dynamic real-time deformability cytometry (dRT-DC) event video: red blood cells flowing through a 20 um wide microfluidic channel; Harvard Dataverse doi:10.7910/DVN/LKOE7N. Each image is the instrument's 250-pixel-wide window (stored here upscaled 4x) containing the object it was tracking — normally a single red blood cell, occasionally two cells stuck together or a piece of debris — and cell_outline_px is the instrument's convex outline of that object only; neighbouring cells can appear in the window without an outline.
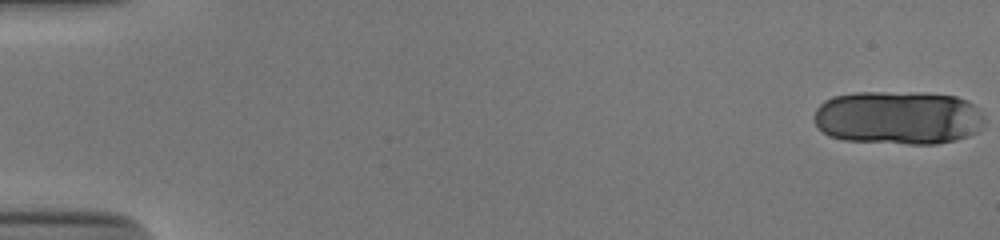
{"species": "human", "species_latin": "Homo sapiens", "temperature_condition": "cold", "stored_images_in_passage": 18, "camera_frame_rate_fps": 3000, "um_per_image_px": 0.085, "donor": {"sex": "male"}, "frame": {"image": 1, "passage_image": 1, "time_ms": 0.0, "image_size_px": [1000, 240], "cell_outline_px": [[984, 124], [976, 132], [968, 136], [956, 140], [936, 144], [908, 144], [844, 140], [828, 136], [816, 128], [816, 108], [824, 100], [832, 96], [852, 92], [924, 92], [956, 96], [968, 100], [984, 116]], "centroid_in_image_um": [76.34, 9.99], "position_along_channel_um": 8.7, "area_um2": 53.99}}